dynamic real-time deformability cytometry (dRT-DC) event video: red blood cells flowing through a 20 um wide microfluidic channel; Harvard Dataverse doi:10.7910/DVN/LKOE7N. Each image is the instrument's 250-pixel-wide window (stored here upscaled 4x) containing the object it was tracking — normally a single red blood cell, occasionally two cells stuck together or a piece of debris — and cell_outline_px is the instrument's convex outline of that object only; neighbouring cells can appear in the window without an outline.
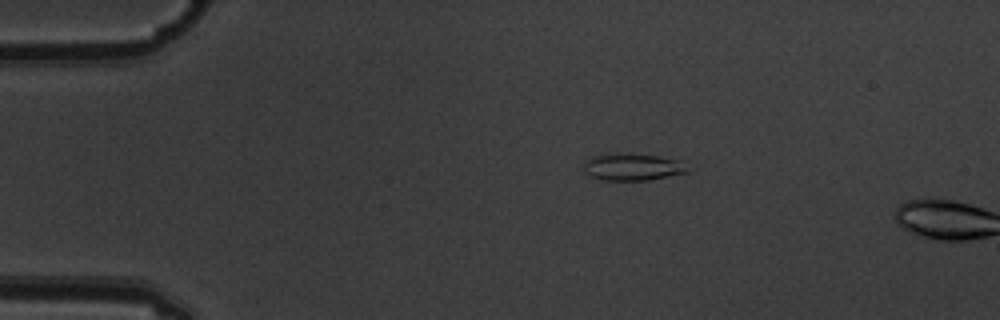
{"species": "common noctule bat (a hibernating species)", "species_latin": "Nyctalus noctula", "temperature_condition": "warm", "stored_images_in_passage": 3, "camera_frame_rate_fps": 3000, "um_per_image_px": 0.085, "animal": {"sex": "male", "body_mass_g": 19.5, "forearm_length_mm": 54.6}, "frame": {"image": 1, "passage_image": 3, "time_ms": 0.667, "image_size_px": [1000, 320], "cell_outline_px": [[688, 172], [648, 180], [600, 180], [584, 172], [584, 164], [592, 156], [608, 152], [616, 152], [656, 156], [680, 160]], "centroid_in_image_um": [53.7, 14.18], "position_along_channel_um": 31.3, "area_um2": 16.3}}